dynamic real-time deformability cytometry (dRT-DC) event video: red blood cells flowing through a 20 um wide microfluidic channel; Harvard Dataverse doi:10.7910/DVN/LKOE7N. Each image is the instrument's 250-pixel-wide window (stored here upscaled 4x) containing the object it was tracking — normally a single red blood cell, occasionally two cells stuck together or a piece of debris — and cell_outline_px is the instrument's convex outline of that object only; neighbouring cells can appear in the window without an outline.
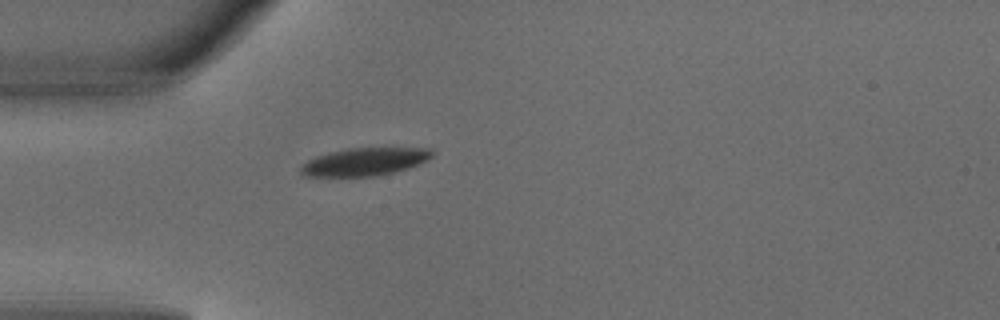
{"species": "common noctule bat (a hibernating species)", "species_latin": "Nyctalus noctula", "temperature_condition": "warm", "stored_images_in_passage": 1, "camera_frame_rate_fps": 3000, "um_per_image_px": 0.085, "animal": {"sex": "male", "body_mass_g": 18.8}, "frame": {"image": 1, "passage_image": 1, "time_ms": 0.0, "image_size_px": [1000, 320], "cell_outline_px": [[432, 156], [428, 160], [420, 164], [396, 172], [376, 176], [304, 176], [300, 172], [300, 168], [308, 160], [316, 156], [328, 152], [348, 148], [432, 148]], "centroid_in_image_um": [31.02, 13.75], "position_along_channel_um": 54.0, "area_um2": 21.33}}